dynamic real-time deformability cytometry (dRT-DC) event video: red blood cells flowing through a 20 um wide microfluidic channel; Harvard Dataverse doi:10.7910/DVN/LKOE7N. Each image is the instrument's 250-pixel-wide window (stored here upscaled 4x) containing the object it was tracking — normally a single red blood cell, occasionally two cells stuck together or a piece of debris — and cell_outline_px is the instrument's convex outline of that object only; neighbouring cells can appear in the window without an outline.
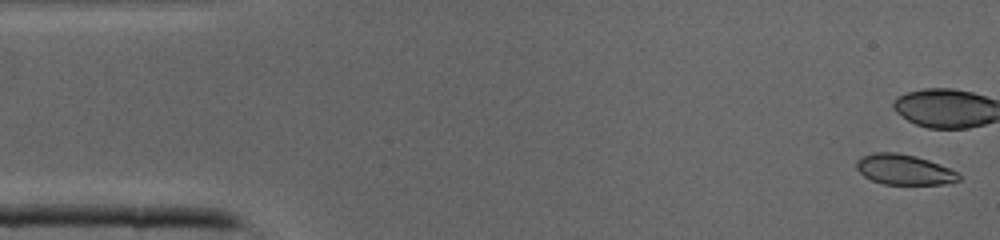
{"species": "common noctule bat (a hibernating species)", "species_latin": "Nyctalus noctula", "temperature_condition": "cold", "stored_images_in_passage": 31, "camera_frame_rate_fps": 3000, "um_per_image_px": 0.085, "animal": {"sex": "male", "body_mass_g": 19.0, "forearm_length_mm": 50.8}, "frame": {"image": 1, "passage_image": 1, "time_ms": 0.0, "image_size_px": [1000, 240], "cell_outline_px": [[960, 180], [944, 184], [884, 184], [872, 180], [864, 176], [856, 168], [856, 160], [860, 156], [872, 152], [896, 152], [916, 156], [928, 160], [948, 168], [956, 172], [960, 176]], "centroid_in_image_um": [76.8, 14.4], "position_along_channel_um": 8.2, "area_um2": 18.03}}